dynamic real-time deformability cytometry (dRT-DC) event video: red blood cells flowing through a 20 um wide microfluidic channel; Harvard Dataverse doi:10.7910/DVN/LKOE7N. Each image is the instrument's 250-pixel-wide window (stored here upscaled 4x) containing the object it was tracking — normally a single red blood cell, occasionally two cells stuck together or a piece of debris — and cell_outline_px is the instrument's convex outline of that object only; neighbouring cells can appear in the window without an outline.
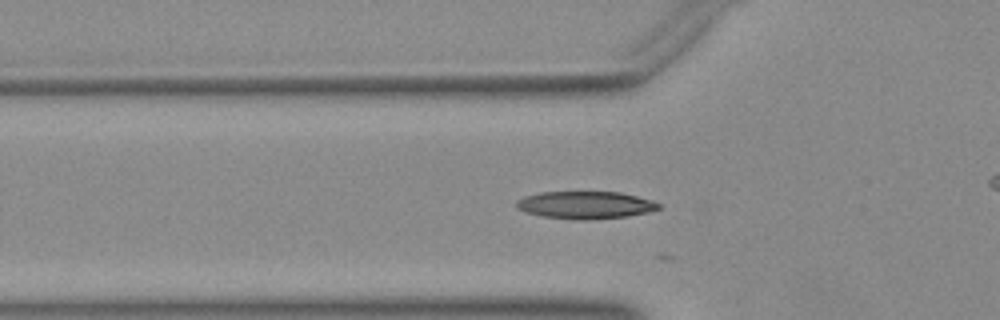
{"species": "Egyptian fruit bat (a non-hibernating species)", "species_latin": "Rousettus aegyptiacus", "temperature_condition": "warm", "stored_images_in_passage": 17, "camera_frame_rate_fps": 3000, "um_per_image_px": 0.085, "animal": {"sex": "female"}, "frame": {"image": 1, "passage_image": 9, "time_ms": 2.667, "image_size_px": [1000, 320], "cell_outline_px": [[660, 208], [648, 212], [628, 216], [588, 220], [580, 220], [544, 216], [524, 212], [516, 208], [516, 200], [524, 196], [540, 192], [620, 192], [652, 200], [660, 204]], "centroid_in_image_um": [49.74, 17.42], "position_along_channel_um": 76.1, "area_um2": 22.77}}
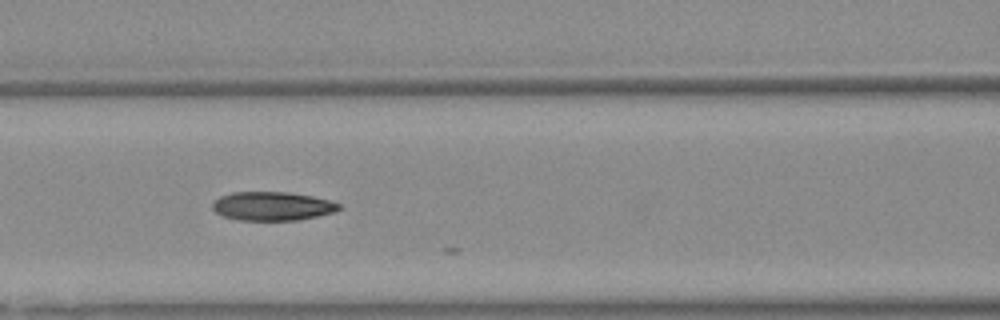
{"frame": {"image": 2, "passage_image": 14, "time_ms": 4.333, "image_size_px": [1000, 320], "cell_outline_px": [[340, 208], [332, 212], [316, 216], [296, 220], [240, 220], [224, 216], [216, 212], [212, 208], [212, 204], [220, 196], [232, 192], [288, 192], [312, 196], [328, 200], [340, 204]], "centroid_in_image_um": [23.12, 17.51], "position_along_channel_um": 143.5, "area_um2": 20.92}}